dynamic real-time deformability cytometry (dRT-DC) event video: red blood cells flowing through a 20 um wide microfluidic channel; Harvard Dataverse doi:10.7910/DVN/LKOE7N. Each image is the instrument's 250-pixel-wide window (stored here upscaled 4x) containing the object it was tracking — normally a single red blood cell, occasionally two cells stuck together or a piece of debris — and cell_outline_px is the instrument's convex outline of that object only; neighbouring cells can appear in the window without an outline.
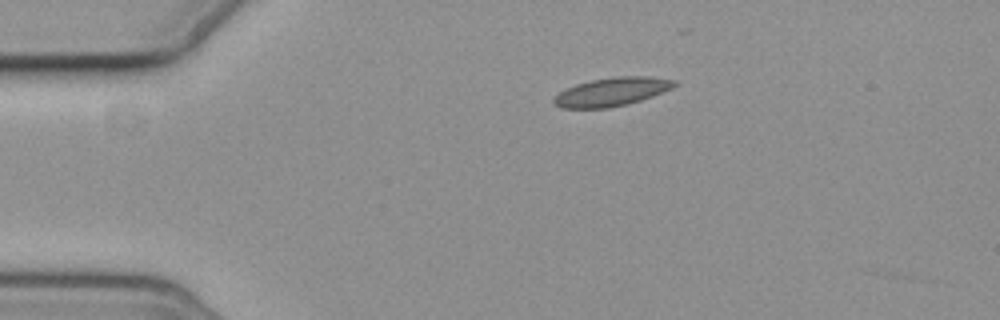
{"species": "common noctule bat (a hibernating species)", "species_latin": "Nyctalus noctula", "temperature_condition": "cold", "stored_images_in_passage": 3, "camera_frame_rate_fps": 3000, "um_per_image_px": 0.085, "animal": {"sex": "female", "body_mass_g": 19.3, "forearm_length_mm": 54.1}, "frame": {"image": 1, "passage_image": 1, "time_ms": 0.0, "image_size_px": [1000, 320], "cell_outline_px": [[680, 84], [672, 88], [652, 96], [628, 104], [608, 108], [560, 108], [552, 104], [552, 100], [560, 92], [576, 84], [592, 80], [612, 76], [648, 76], [676, 80]], "centroid_in_image_um": [52.02, 7.8], "position_along_channel_um": 33.0, "area_um2": 20.11}}